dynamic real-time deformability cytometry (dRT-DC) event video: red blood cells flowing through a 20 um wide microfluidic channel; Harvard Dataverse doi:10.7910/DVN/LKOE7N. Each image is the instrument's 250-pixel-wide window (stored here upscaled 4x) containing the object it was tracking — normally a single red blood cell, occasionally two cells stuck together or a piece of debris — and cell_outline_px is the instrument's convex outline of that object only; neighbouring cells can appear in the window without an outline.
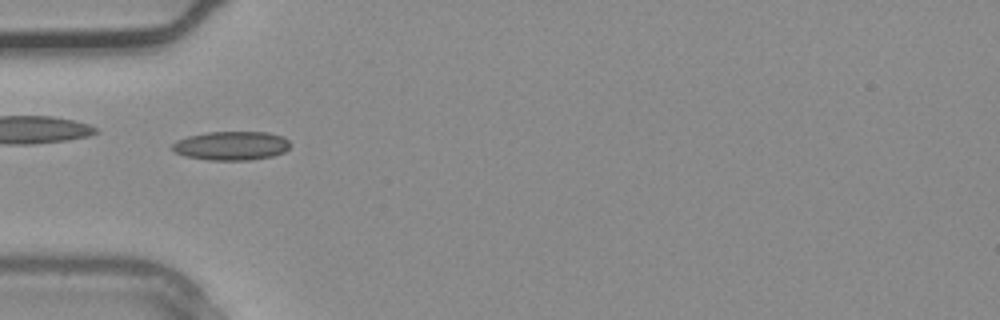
{"species": "common noctule bat (a hibernating species)", "species_latin": "Nyctalus noctula", "temperature_condition": "warm", "stored_images_in_passage": 3, "camera_frame_rate_fps": 3000, "um_per_image_px": 0.085, "animal": {"sex": "male", "body_mass_g": 20.4}, "frame": {"image": 1, "passage_image": 3, "time_ms": 0.667, "image_size_px": [1000, 320], "cell_outline_px": [[292, 144], [284, 152], [272, 156], [248, 160], [208, 160], [184, 156], [176, 152], [172, 148], [172, 144], [176, 140], [188, 136], [208, 132], [268, 132], [284, 136]], "centroid_in_image_um": [19.68, 12.38], "position_along_channel_um": 65.3, "area_um2": 19.94}}